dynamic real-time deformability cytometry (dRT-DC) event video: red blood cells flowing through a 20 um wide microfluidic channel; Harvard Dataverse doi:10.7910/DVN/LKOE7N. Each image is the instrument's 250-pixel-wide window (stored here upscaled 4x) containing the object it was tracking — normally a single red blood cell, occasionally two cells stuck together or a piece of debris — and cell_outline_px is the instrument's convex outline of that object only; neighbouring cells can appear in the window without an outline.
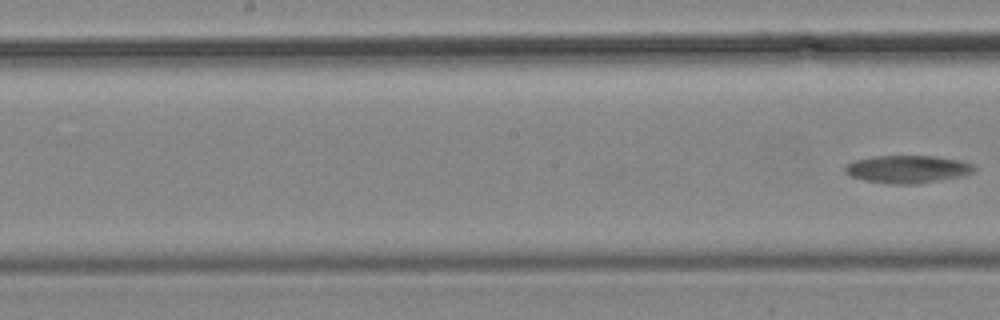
{"species": "common noctule bat (a hibernating species)", "species_latin": "Nyctalus noctula", "temperature_condition": "cold", "stored_images_in_passage": 16, "segment_of_instrument_passage": [2, 2], "camera_frame_rate_fps": 3000, "um_per_image_px": 0.085, "animal": {"sex": "male", "body_mass_g": 19.2, "forearm_length_mm": 51.8}, "frame": {"image": 1, "passage_image": 16, "time_ms": 19.0, "image_size_px": [1000, 320], "cell_outline_px": [[976, 168], [972, 172], [960, 176], [940, 180], [916, 184], [892, 184], [864, 180], [852, 176], [844, 172], [844, 168], [848, 164], [856, 160], [872, 156], [936, 156], [960, 160], [972, 164]], "centroid_in_image_um": [77.13, 14.37], "position_along_channel_um": 171.1, "area_um2": 20.69}}